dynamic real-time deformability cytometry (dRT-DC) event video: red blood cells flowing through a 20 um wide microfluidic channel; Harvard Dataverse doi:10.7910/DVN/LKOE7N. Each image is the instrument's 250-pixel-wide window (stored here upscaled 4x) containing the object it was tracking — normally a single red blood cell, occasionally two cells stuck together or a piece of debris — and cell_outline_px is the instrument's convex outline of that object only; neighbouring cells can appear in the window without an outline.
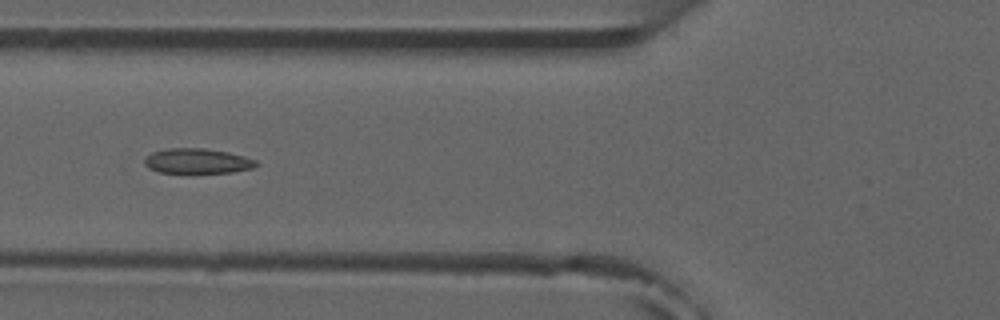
{"species": "common noctule bat (a hibernating species)", "species_latin": "Nyctalus noctula", "temperature_condition": "room temperature", "stored_images_in_passage": 8, "camera_frame_rate_fps": 3000, "um_per_image_px": 0.085, "animal": {"sex": "male", "forearm_length_mm": 52.5}, "frame": {"image": 1, "passage_image": 6, "time_ms": 5.667, "image_size_px": [1000, 320], "cell_outline_px": [[260, 164], [252, 168], [232, 172], [192, 176], [160, 172], [148, 168], [144, 164], [144, 160], [152, 152], [164, 148], [204, 148], [228, 152], [244, 156], [256, 160]], "centroid_in_image_um": [16.76, 13.74], "position_along_channel_um": 109.0, "area_um2": 17.22}}
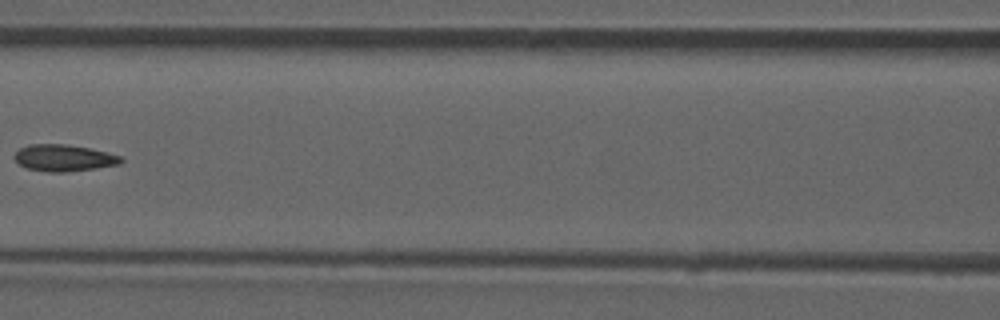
{"frame": {"image": 2, "passage_image": 7, "time_ms": 7.0, "image_size_px": [1000, 320], "cell_outline_px": [[124, 160], [120, 164], [96, 168], [68, 172], [48, 172], [28, 168], [20, 164], [12, 156], [20, 148], [28, 144], [64, 144], [88, 148], [108, 152], [120, 156]], "centroid_in_image_um": [5.43, 13.42], "position_along_channel_um": 161.2, "area_um2": 16.53}}